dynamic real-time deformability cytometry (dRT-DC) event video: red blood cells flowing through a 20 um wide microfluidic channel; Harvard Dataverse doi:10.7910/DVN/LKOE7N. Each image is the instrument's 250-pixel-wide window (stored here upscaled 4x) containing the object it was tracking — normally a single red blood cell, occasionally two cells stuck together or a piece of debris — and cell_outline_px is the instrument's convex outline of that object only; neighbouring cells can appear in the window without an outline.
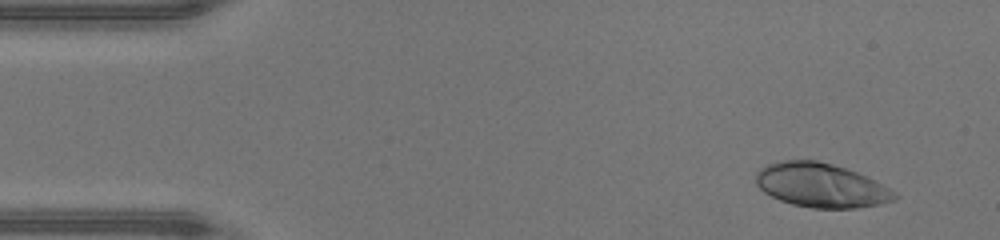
{"species": "human", "species_latin": "Homo sapiens", "temperature_condition": "warm", "stored_images_in_passage": 10, "camera_frame_rate_fps": 3000, "um_per_image_px": 0.085, "donor": {"sex": "male"}, "frame": {"image": 1, "passage_image": 4, "time_ms": 1.0, "image_size_px": [1000, 240], "cell_outline_px": [[900, 196], [896, 200], [880, 204], [856, 208], [812, 208], [792, 204], [780, 200], [764, 192], [756, 184], [756, 172], [760, 168], [768, 164], [784, 160], [816, 160], [832, 164], [856, 172], [896, 192]], "centroid_in_image_um": [69.78, 15.76], "position_along_channel_um": 15.2, "area_um2": 35.43}}